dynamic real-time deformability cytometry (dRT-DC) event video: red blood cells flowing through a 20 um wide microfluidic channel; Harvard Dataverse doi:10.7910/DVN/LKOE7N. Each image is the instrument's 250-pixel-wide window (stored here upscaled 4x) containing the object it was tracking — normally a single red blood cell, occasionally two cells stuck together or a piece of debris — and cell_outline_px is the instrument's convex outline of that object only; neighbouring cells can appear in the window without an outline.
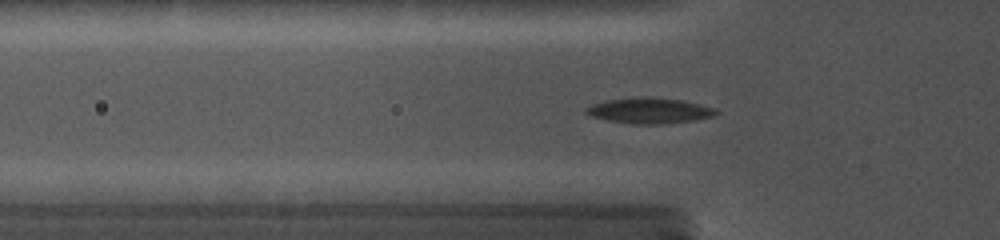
{"species": "common noctule bat (a hibernating species)", "species_latin": "Nyctalus noctula", "temperature_condition": "cold", "stored_images_in_passage": 36, "camera_frame_rate_fps": 5000, "um_per_image_px": 0.085, "animal": {"sex": "female", "body_mass_g": 19.0, "forearm_length_mm": 56.7}, "frame": {"image": 1, "passage_image": 6, "time_ms": 1.4, "image_size_px": [1000, 240], "cell_outline_px": [[720, 112], [716, 116], [696, 120], [664, 124], [632, 124], [608, 120], [592, 116], [584, 112], [584, 108], [592, 104], [608, 100], [680, 100], [700, 104], [716, 108]], "centroid_in_image_um": [55.28, 9.47], "position_along_channel_um": 70.5, "area_um2": 18.5}}
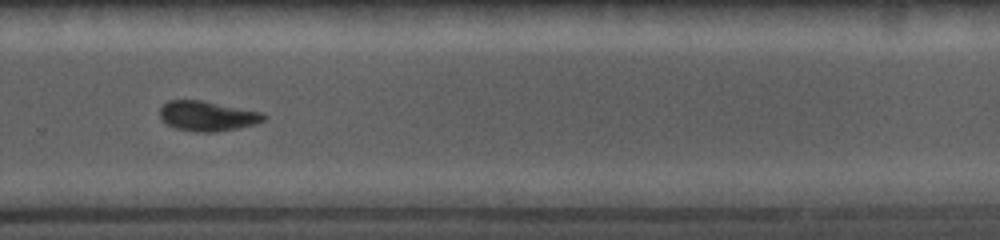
{"frame": {"image": 2, "passage_image": 26, "time_ms": 7.6, "image_size_px": [1000, 240], "cell_outline_px": [[268, 116], [264, 120], [256, 124], [240, 128], [216, 132], [196, 132], [176, 128], [160, 120], [160, 108], [168, 100], [200, 100], [260, 112]], "centroid_in_image_um": [17.62, 9.87], "position_along_channel_um": 312.2, "area_um2": 18.09}}
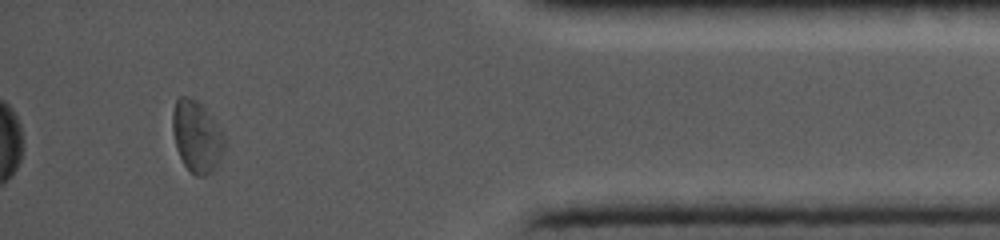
{"frame": {"image": 3, "passage_image": 35, "time_ms": 11.0, "image_size_px": [1000, 240], "cell_outline_px": [[228, 140], [216, 164], [204, 176], [196, 176], [184, 164], [176, 148], [172, 132], [172, 112], [176, 100], [180, 96], [184, 96], [196, 100], [204, 108], [220, 128]], "centroid_in_image_um": [16.71, 11.57], "position_along_channel_um": 418.5, "area_um2": 21.33}}